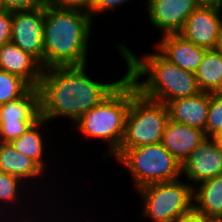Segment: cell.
Listing matches in <instances>:
<instances>
[{
    "instance_id": "obj_11",
    "label": "cell",
    "mask_w": 222,
    "mask_h": 222,
    "mask_svg": "<svg viewBox=\"0 0 222 222\" xmlns=\"http://www.w3.org/2000/svg\"><path fill=\"white\" fill-rule=\"evenodd\" d=\"M222 7L200 4L186 19L179 34L197 46L216 49Z\"/></svg>"
},
{
    "instance_id": "obj_27",
    "label": "cell",
    "mask_w": 222,
    "mask_h": 222,
    "mask_svg": "<svg viewBox=\"0 0 222 222\" xmlns=\"http://www.w3.org/2000/svg\"><path fill=\"white\" fill-rule=\"evenodd\" d=\"M92 0H46V4L56 8L81 9L89 11Z\"/></svg>"
},
{
    "instance_id": "obj_23",
    "label": "cell",
    "mask_w": 222,
    "mask_h": 222,
    "mask_svg": "<svg viewBox=\"0 0 222 222\" xmlns=\"http://www.w3.org/2000/svg\"><path fill=\"white\" fill-rule=\"evenodd\" d=\"M222 132V92L210 93L206 136L217 137Z\"/></svg>"
},
{
    "instance_id": "obj_26",
    "label": "cell",
    "mask_w": 222,
    "mask_h": 222,
    "mask_svg": "<svg viewBox=\"0 0 222 222\" xmlns=\"http://www.w3.org/2000/svg\"><path fill=\"white\" fill-rule=\"evenodd\" d=\"M46 4V0H3V10H28Z\"/></svg>"
},
{
    "instance_id": "obj_32",
    "label": "cell",
    "mask_w": 222,
    "mask_h": 222,
    "mask_svg": "<svg viewBox=\"0 0 222 222\" xmlns=\"http://www.w3.org/2000/svg\"><path fill=\"white\" fill-rule=\"evenodd\" d=\"M0 10H3V0H0Z\"/></svg>"
},
{
    "instance_id": "obj_29",
    "label": "cell",
    "mask_w": 222,
    "mask_h": 222,
    "mask_svg": "<svg viewBox=\"0 0 222 222\" xmlns=\"http://www.w3.org/2000/svg\"><path fill=\"white\" fill-rule=\"evenodd\" d=\"M199 4L216 5L222 7V0H197Z\"/></svg>"
},
{
    "instance_id": "obj_28",
    "label": "cell",
    "mask_w": 222,
    "mask_h": 222,
    "mask_svg": "<svg viewBox=\"0 0 222 222\" xmlns=\"http://www.w3.org/2000/svg\"><path fill=\"white\" fill-rule=\"evenodd\" d=\"M173 222H212V220L192 208L190 211L179 215Z\"/></svg>"
},
{
    "instance_id": "obj_16",
    "label": "cell",
    "mask_w": 222,
    "mask_h": 222,
    "mask_svg": "<svg viewBox=\"0 0 222 222\" xmlns=\"http://www.w3.org/2000/svg\"><path fill=\"white\" fill-rule=\"evenodd\" d=\"M205 137L204 131L169 119L161 144L182 164Z\"/></svg>"
},
{
    "instance_id": "obj_13",
    "label": "cell",
    "mask_w": 222,
    "mask_h": 222,
    "mask_svg": "<svg viewBox=\"0 0 222 222\" xmlns=\"http://www.w3.org/2000/svg\"><path fill=\"white\" fill-rule=\"evenodd\" d=\"M0 69L20 77L31 88H38L44 70L35 57L11 41L0 47Z\"/></svg>"
},
{
    "instance_id": "obj_30",
    "label": "cell",
    "mask_w": 222,
    "mask_h": 222,
    "mask_svg": "<svg viewBox=\"0 0 222 222\" xmlns=\"http://www.w3.org/2000/svg\"><path fill=\"white\" fill-rule=\"evenodd\" d=\"M216 49L222 51V21L219 28L218 43Z\"/></svg>"
},
{
    "instance_id": "obj_18",
    "label": "cell",
    "mask_w": 222,
    "mask_h": 222,
    "mask_svg": "<svg viewBox=\"0 0 222 222\" xmlns=\"http://www.w3.org/2000/svg\"><path fill=\"white\" fill-rule=\"evenodd\" d=\"M193 188V208L212 221H222V175Z\"/></svg>"
},
{
    "instance_id": "obj_3",
    "label": "cell",
    "mask_w": 222,
    "mask_h": 222,
    "mask_svg": "<svg viewBox=\"0 0 222 222\" xmlns=\"http://www.w3.org/2000/svg\"><path fill=\"white\" fill-rule=\"evenodd\" d=\"M116 48L127 64L128 77L143 96L167 104L173 99L194 96L201 92L195 73L183 70L159 51L146 53L139 59L123 42ZM141 77L143 80L139 81Z\"/></svg>"
},
{
    "instance_id": "obj_10",
    "label": "cell",
    "mask_w": 222,
    "mask_h": 222,
    "mask_svg": "<svg viewBox=\"0 0 222 222\" xmlns=\"http://www.w3.org/2000/svg\"><path fill=\"white\" fill-rule=\"evenodd\" d=\"M194 184L222 175V149L216 137H205L182 163V175Z\"/></svg>"
},
{
    "instance_id": "obj_8",
    "label": "cell",
    "mask_w": 222,
    "mask_h": 222,
    "mask_svg": "<svg viewBox=\"0 0 222 222\" xmlns=\"http://www.w3.org/2000/svg\"><path fill=\"white\" fill-rule=\"evenodd\" d=\"M40 118L38 88H30L20 98L0 105V142L22 136Z\"/></svg>"
},
{
    "instance_id": "obj_24",
    "label": "cell",
    "mask_w": 222,
    "mask_h": 222,
    "mask_svg": "<svg viewBox=\"0 0 222 222\" xmlns=\"http://www.w3.org/2000/svg\"><path fill=\"white\" fill-rule=\"evenodd\" d=\"M127 1L130 0H92V3L90 5L89 13L91 17L94 19L96 18L97 14H102L113 11L116 8L120 7L122 4L124 5L127 3Z\"/></svg>"
},
{
    "instance_id": "obj_7",
    "label": "cell",
    "mask_w": 222,
    "mask_h": 222,
    "mask_svg": "<svg viewBox=\"0 0 222 222\" xmlns=\"http://www.w3.org/2000/svg\"><path fill=\"white\" fill-rule=\"evenodd\" d=\"M181 179L146 185L138 190L143 217L151 222H173L193 208V187Z\"/></svg>"
},
{
    "instance_id": "obj_17",
    "label": "cell",
    "mask_w": 222,
    "mask_h": 222,
    "mask_svg": "<svg viewBox=\"0 0 222 222\" xmlns=\"http://www.w3.org/2000/svg\"><path fill=\"white\" fill-rule=\"evenodd\" d=\"M0 172L16 176L24 183H30L31 180L43 178L46 175L44 172L47 171L30 157L18 152L10 142H0Z\"/></svg>"
},
{
    "instance_id": "obj_2",
    "label": "cell",
    "mask_w": 222,
    "mask_h": 222,
    "mask_svg": "<svg viewBox=\"0 0 222 222\" xmlns=\"http://www.w3.org/2000/svg\"><path fill=\"white\" fill-rule=\"evenodd\" d=\"M93 18L81 9L44 5V69L85 66Z\"/></svg>"
},
{
    "instance_id": "obj_5",
    "label": "cell",
    "mask_w": 222,
    "mask_h": 222,
    "mask_svg": "<svg viewBox=\"0 0 222 222\" xmlns=\"http://www.w3.org/2000/svg\"><path fill=\"white\" fill-rule=\"evenodd\" d=\"M169 119L166 104L149 99L138 91L132 97L126 115L123 140L112 158L117 159L129 148L160 143Z\"/></svg>"
},
{
    "instance_id": "obj_9",
    "label": "cell",
    "mask_w": 222,
    "mask_h": 222,
    "mask_svg": "<svg viewBox=\"0 0 222 222\" xmlns=\"http://www.w3.org/2000/svg\"><path fill=\"white\" fill-rule=\"evenodd\" d=\"M43 24L44 5L12 11L10 41L35 57L44 69Z\"/></svg>"
},
{
    "instance_id": "obj_1",
    "label": "cell",
    "mask_w": 222,
    "mask_h": 222,
    "mask_svg": "<svg viewBox=\"0 0 222 222\" xmlns=\"http://www.w3.org/2000/svg\"><path fill=\"white\" fill-rule=\"evenodd\" d=\"M86 66L49 67L42 72L38 90L40 116L47 122L69 118L74 123L88 110L102 102L128 76L106 83L89 78Z\"/></svg>"
},
{
    "instance_id": "obj_14",
    "label": "cell",
    "mask_w": 222,
    "mask_h": 222,
    "mask_svg": "<svg viewBox=\"0 0 222 222\" xmlns=\"http://www.w3.org/2000/svg\"><path fill=\"white\" fill-rule=\"evenodd\" d=\"M156 49L170 62L183 70L195 73L202 62L206 48L185 39L179 33L165 34L155 44Z\"/></svg>"
},
{
    "instance_id": "obj_22",
    "label": "cell",
    "mask_w": 222,
    "mask_h": 222,
    "mask_svg": "<svg viewBox=\"0 0 222 222\" xmlns=\"http://www.w3.org/2000/svg\"><path fill=\"white\" fill-rule=\"evenodd\" d=\"M30 88L20 77L0 69V105L20 98Z\"/></svg>"
},
{
    "instance_id": "obj_25",
    "label": "cell",
    "mask_w": 222,
    "mask_h": 222,
    "mask_svg": "<svg viewBox=\"0 0 222 222\" xmlns=\"http://www.w3.org/2000/svg\"><path fill=\"white\" fill-rule=\"evenodd\" d=\"M12 11L0 10V47L11 40Z\"/></svg>"
},
{
    "instance_id": "obj_31",
    "label": "cell",
    "mask_w": 222,
    "mask_h": 222,
    "mask_svg": "<svg viewBox=\"0 0 222 222\" xmlns=\"http://www.w3.org/2000/svg\"><path fill=\"white\" fill-rule=\"evenodd\" d=\"M220 148L222 149V132L216 137Z\"/></svg>"
},
{
    "instance_id": "obj_20",
    "label": "cell",
    "mask_w": 222,
    "mask_h": 222,
    "mask_svg": "<svg viewBox=\"0 0 222 222\" xmlns=\"http://www.w3.org/2000/svg\"><path fill=\"white\" fill-rule=\"evenodd\" d=\"M201 92H222V51L209 49L195 72Z\"/></svg>"
},
{
    "instance_id": "obj_6",
    "label": "cell",
    "mask_w": 222,
    "mask_h": 222,
    "mask_svg": "<svg viewBox=\"0 0 222 222\" xmlns=\"http://www.w3.org/2000/svg\"><path fill=\"white\" fill-rule=\"evenodd\" d=\"M130 171L135 190L181 179L182 164L160 143L126 149L117 159Z\"/></svg>"
},
{
    "instance_id": "obj_4",
    "label": "cell",
    "mask_w": 222,
    "mask_h": 222,
    "mask_svg": "<svg viewBox=\"0 0 222 222\" xmlns=\"http://www.w3.org/2000/svg\"><path fill=\"white\" fill-rule=\"evenodd\" d=\"M138 89L128 76L102 102L86 111L74 124L84 137L99 139L112 155L119 149L125 132V119Z\"/></svg>"
},
{
    "instance_id": "obj_12",
    "label": "cell",
    "mask_w": 222,
    "mask_h": 222,
    "mask_svg": "<svg viewBox=\"0 0 222 222\" xmlns=\"http://www.w3.org/2000/svg\"><path fill=\"white\" fill-rule=\"evenodd\" d=\"M148 20L161 34L179 33L200 5L197 0H146Z\"/></svg>"
},
{
    "instance_id": "obj_15",
    "label": "cell",
    "mask_w": 222,
    "mask_h": 222,
    "mask_svg": "<svg viewBox=\"0 0 222 222\" xmlns=\"http://www.w3.org/2000/svg\"><path fill=\"white\" fill-rule=\"evenodd\" d=\"M209 104L210 93L200 92L198 95L173 99L166 105L171 120L198 128L206 136Z\"/></svg>"
},
{
    "instance_id": "obj_19",
    "label": "cell",
    "mask_w": 222,
    "mask_h": 222,
    "mask_svg": "<svg viewBox=\"0 0 222 222\" xmlns=\"http://www.w3.org/2000/svg\"><path fill=\"white\" fill-rule=\"evenodd\" d=\"M24 185L27 187V185H29V184L24 183L20 178H18L16 176L10 175L8 173L0 172V218H1L0 222H2V221L3 222H9V221L10 222H19V221L20 222H34L35 221L32 218H30V215L26 211H24V213H22V214L21 213H19V214L17 213V215L21 216V215L24 214L25 216H27V218L25 216H21V218H23L22 220H21V218H20V220L16 219V211L19 208H21V210H22V206H21V204L23 203L22 202V200H23L22 196H23L24 193L29 192V191L26 190L27 189L26 187L23 188ZM24 189H25V191H24ZM20 195H21V197H20ZM17 202H19V203H17ZM16 203L19 204L18 207H15L17 205ZM2 205H4V206H2ZM9 208H10V210H9ZM15 208H17V210ZM11 209H13V211L10 213L9 211H11ZM14 210H15V213H14ZM1 211H3V212L1 213ZM6 212H9V214L6 213ZM25 212H26V214H25ZM13 213L15 215H12ZM4 214H5V216L3 217L4 218L3 219L1 216H3ZM6 214L7 215L11 214L10 218L7 219V215ZM11 217H13L12 220H11ZM14 217H15V219H14ZM24 217H25V219H24ZM7 220H9V221H7Z\"/></svg>"
},
{
    "instance_id": "obj_21",
    "label": "cell",
    "mask_w": 222,
    "mask_h": 222,
    "mask_svg": "<svg viewBox=\"0 0 222 222\" xmlns=\"http://www.w3.org/2000/svg\"><path fill=\"white\" fill-rule=\"evenodd\" d=\"M47 121L40 118L36 121L22 136L13 139L10 144L21 154L30 157L44 171L46 169V161L44 158V139L41 134V126H45ZM45 161V162H44Z\"/></svg>"
}]
</instances>
